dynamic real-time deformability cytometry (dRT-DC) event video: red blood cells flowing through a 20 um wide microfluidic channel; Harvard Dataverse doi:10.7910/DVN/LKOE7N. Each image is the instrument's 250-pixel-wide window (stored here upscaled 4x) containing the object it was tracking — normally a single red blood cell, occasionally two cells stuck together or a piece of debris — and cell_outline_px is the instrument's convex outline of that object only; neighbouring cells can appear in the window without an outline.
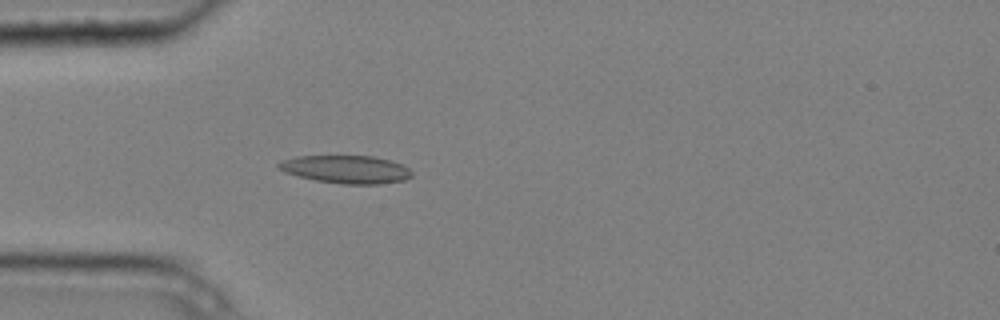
{"species": "common noctule bat (a hibernating species)", "species_latin": "Nyctalus noctula", "temperature_condition": "cold", "stored_images_in_passage": 3, "camera_frame_rate_fps": 3000, "um_per_image_px": 0.085, "animal": {"sex": "male", "body_mass_g": 20.4}, "frame": {"image": 1, "passage_image": 3, "time_ms": 0.667, "image_size_px": [1000, 320], "cell_outline_px": [[412, 176], [404, 180], [380, 184], [340, 184], [316, 180], [284, 172], [276, 168], [276, 164], [284, 160], [296, 156], [372, 156], [404, 164], [412, 172]], "centroid_in_image_um": [29.42, 14.39], "position_along_channel_um": 55.6, "area_um2": 21.68}}